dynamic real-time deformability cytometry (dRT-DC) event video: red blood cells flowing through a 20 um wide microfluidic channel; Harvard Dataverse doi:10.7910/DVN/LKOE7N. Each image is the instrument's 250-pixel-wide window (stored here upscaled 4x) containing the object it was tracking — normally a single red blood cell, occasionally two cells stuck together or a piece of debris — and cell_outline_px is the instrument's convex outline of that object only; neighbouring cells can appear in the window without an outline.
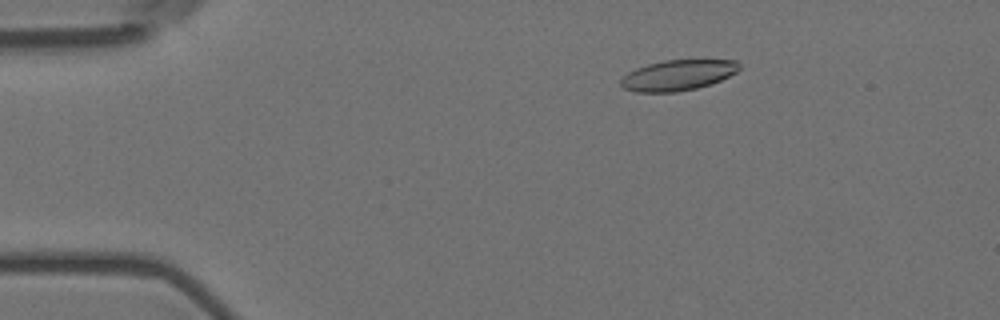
{"species": "Egyptian fruit bat (a non-hibernating species)", "species_latin": "Rousettus aegyptiacus", "temperature_condition": "room temperature", "stored_images_in_passage": 51, "camera_frame_rate_fps": 3000, "um_per_image_px": 0.085, "animal": {"sex": "female"}, "frame": {"image": 1, "passage_image": 4, "time_ms": 1.0, "image_size_px": [1000, 320], "cell_outline_px": [[740, 68], [736, 72], [720, 80], [696, 88], [676, 92], [636, 92], [624, 88], [620, 84], [620, 80], [628, 72], [636, 68], [648, 64], [664, 60], [736, 60], [740, 64]], "centroid_in_image_um": [57.6, 6.39], "position_along_channel_um": 27.4, "area_um2": 20.92}}
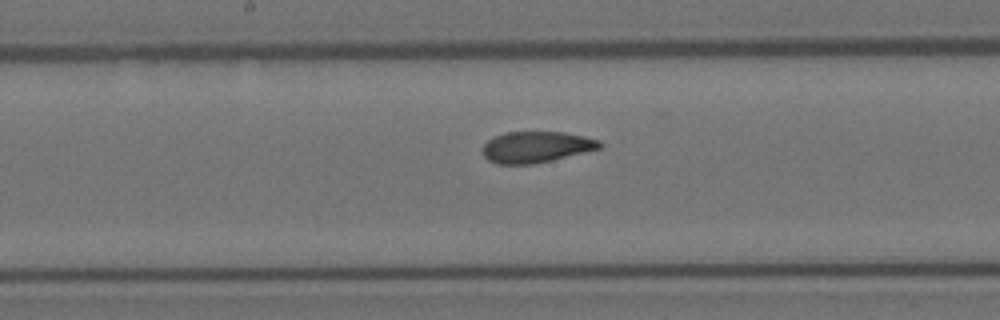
{"frame": {"image": 2, "passage_image": 24, "time_ms": 7.667, "image_size_px": [1000, 320], "cell_outline_px": [[604, 144], [600, 148], [552, 160], [532, 164], [496, 164], [488, 160], [484, 156], [484, 144], [488, 140], [504, 132], [564, 132], [584, 136], [600, 140]], "centroid_in_image_um": [45.59, 12.49], "position_along_channel_um": 202.6, "area_um2": 21.15}}
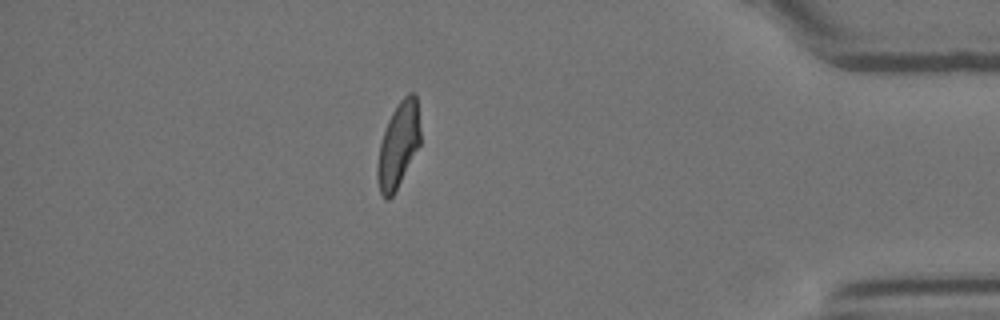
{"frame": {"image": 3, "passage_image": 44, "time_ms": 14.333, "image_size_px": [1000, 320], "cell_outline_px": [[420, 144], [392, 196], [388, 200], [384, 200], [380, 192], [376, 180], [376, 168], [380, 144], [388, 120], [392, 112], [400, 100], [408, 92], [416, 92], [420, 128]], "centroid_in_image_um": [33.85, 12.31], "position_along_channel_um": 401.4, "area_um2": 21.27}, "authors_computed_cell_mechanics": {"area_um2": 21.964, "velocity_mm_per_s": 3.5866, "shape_relaxation_time_tau1_ms": 5.712, "shape_relaxation_time_tau2_ms": 1.7362, "deformation_change_tau1": 0.1776, "deformation_change_tau2": 0.0699}}